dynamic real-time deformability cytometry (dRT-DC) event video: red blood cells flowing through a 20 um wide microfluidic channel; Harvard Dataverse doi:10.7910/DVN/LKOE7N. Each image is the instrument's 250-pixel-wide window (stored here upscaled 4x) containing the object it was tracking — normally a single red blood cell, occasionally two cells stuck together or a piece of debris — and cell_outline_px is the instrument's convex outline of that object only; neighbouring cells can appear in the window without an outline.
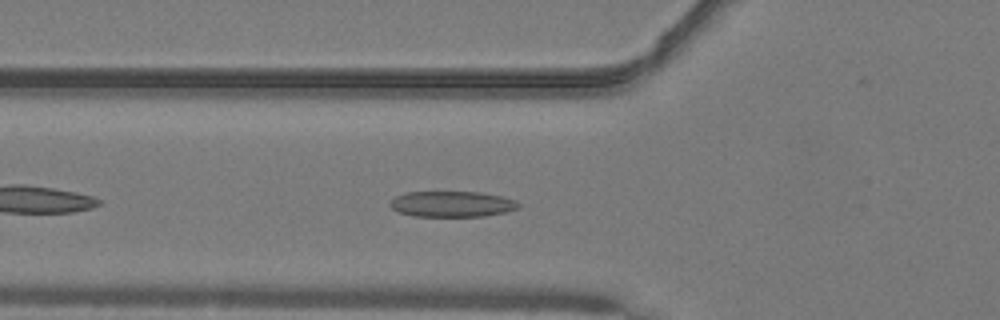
{"species": "common noctule bat (a hibernating species)", "species_latin": "Nyctalus noctula", "temperature_condition": "warm", "stored_images_in_passage": 35, "camera_frame_rate_fps": 3000, "um_per_image_px": 0.085, "animal": {"sex": "male", "body_mass_g": 19.2, "forearm_length_mm": 51.8}, "frame": {"image": 1, "passage_image": 7, "time_ms": 2.0, "image_size_px": [1000, 320], "cell_outline_px": [[520, 208], [504, 212], [484, 216], [412, 216], [400, 212], [392, 208], [388, 204], [396, 196], [408, 192], [480, 192], [504, 196], [516, 200], [520, 204]], "centroid_in_image_um": [38.46, 17.34], "position_along_channel_um": 87.3, "area_um2": 19.31}}
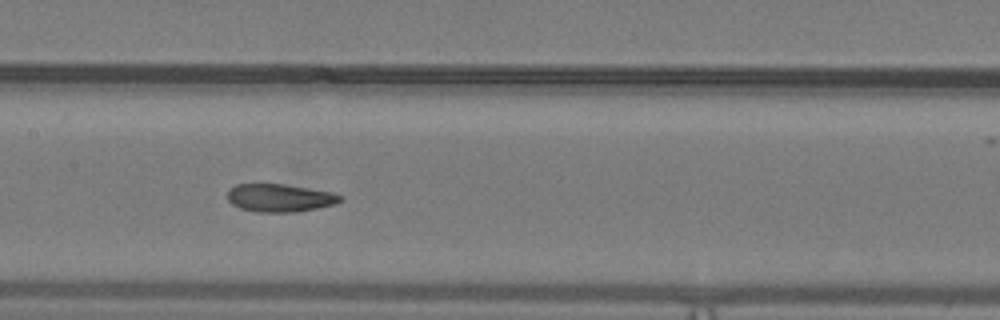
{"frame": {"image": 2, "passage_image": 14, "time_ms": 4.333, "image_size_px": [1000, 320], "cell_outline_px": [[344, 200], [336, 204], [316, 208], [292, 212], [256, 212], [240, 208], [232, 204], [228, 200], [228, 188], [236, 184], [284, 184], [332, 192], [344, 196]], "centroid_in_image_um": [23.79, 16.81], "position_along_channel_um": 183.6, "area_um2": 18.44}}
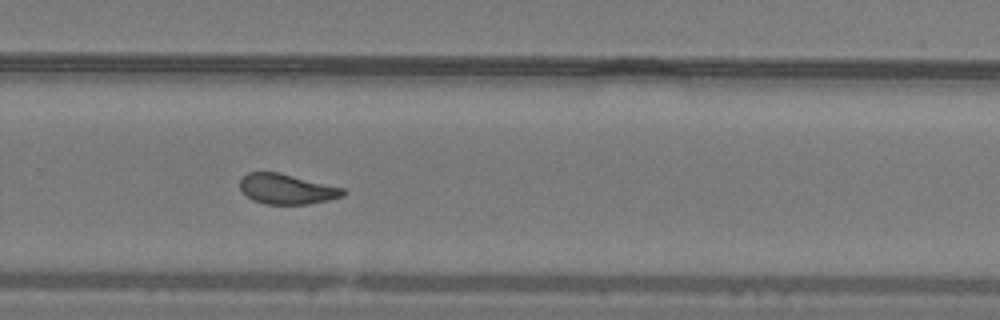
{"frame": {"image": 3, "passage_image": 23, "time_ms": 7.333, "image_size_px": [1000, 320], "cell_outline_px": [[344, 196], [328, 200], [308, 204], [264, 204], [252, 200], [240, 188], [240, 180], [248, 172], [280, 172], [344, 188]], "centroid_in_image_um": [24.38, 16.06], "position_along_channel_um": 305.4, "area_um2": 18.09}, "authors_computed_cell_mechanics": {"area_um2": 18.5538, "velocity_mm_per_s": 4.0835, "shape_relaxation_time_tau1_ms": 8.3472, "shape_relaxation_time_tau2_ms": 1.3555, "deformation_change_tau1": 0.2048, "deformation_change_tau2": 0.0871}}